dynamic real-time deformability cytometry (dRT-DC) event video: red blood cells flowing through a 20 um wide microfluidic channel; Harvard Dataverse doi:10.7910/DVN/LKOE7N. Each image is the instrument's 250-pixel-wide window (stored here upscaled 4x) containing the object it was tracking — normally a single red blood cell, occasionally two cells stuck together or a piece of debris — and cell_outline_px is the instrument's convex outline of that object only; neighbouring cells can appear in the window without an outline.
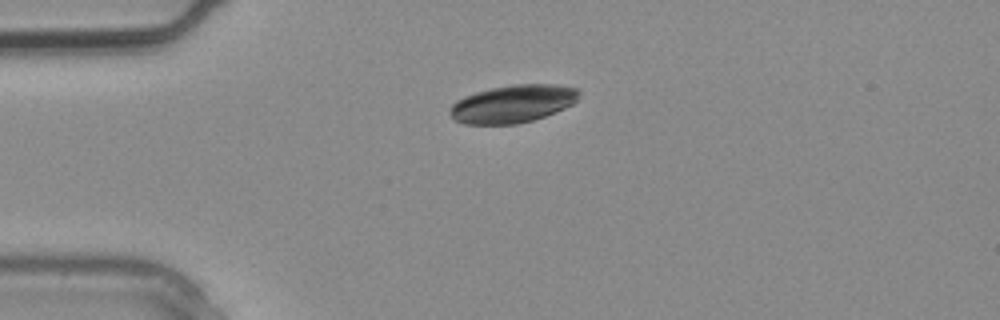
{"species": "common noctule bat (a hibernating species)", "species_latin": "Nyctalus noctula", "temperature_condition": "warm", "stored_images_in_passage": 3, "camera_frame_rate_fps": 3000, "um_per_image_px": 0.085, "animal": {"sex": "male", "body_mass_g": 20.4}, "frame": {"image": 1, "passage_image": 3, "time_ms": 0.667, "image_size_px": [1000, 320], "cell_outline_px": [[580, 92], [576, 100], [572, 104], [564, 108], [544, 116], [532, 120], [516, 124], [464, 124], [456, 120], [452, 116], [452, 104], [456, 100], [464, 96], [476, 92], [492, 88], [516, 84], [556, 84], [576, 88]], "centroid_in_image_um": [43.6, 8.81], "position_along_channel_um": 41.4, "area_um2": 28.03}}